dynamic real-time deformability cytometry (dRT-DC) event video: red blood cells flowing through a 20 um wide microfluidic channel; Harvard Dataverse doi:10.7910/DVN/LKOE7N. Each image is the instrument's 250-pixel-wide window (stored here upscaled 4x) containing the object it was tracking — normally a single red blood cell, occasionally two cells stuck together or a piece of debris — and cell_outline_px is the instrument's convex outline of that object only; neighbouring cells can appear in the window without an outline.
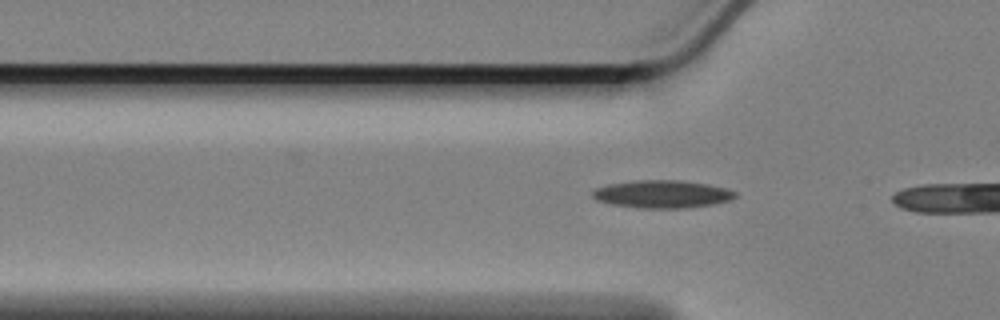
{"species": "Egyptian fruit bat (a non-hibernating species)", "species_latin": "Rousettus aegyptiacus", "temperature_condition": "cold", "stored_images_in_passage": 10, "camera_frame_rate_fps": 3000, "um_per_image_px": 0.085, "animal": {"sex": "female"}, "frame": {"image": 1, "passage_image": 4, "time_ms": 1.0, "image_size_px": [1000, 320], "cell_outline_px": [[736, 196], [732, 200], [712, 204], [688, 208], [636, 208], [612, 204], [596, 200], [592, 196], [592, 192], [596, 188], [608, 184], [636, 180], [680, 180], [708, 184], [724, 188], [736, 192]], "centroid_in_image_um": [56.28, 16.5], "position_along_channel_um": 69.5, "area_um2": 23.12}}
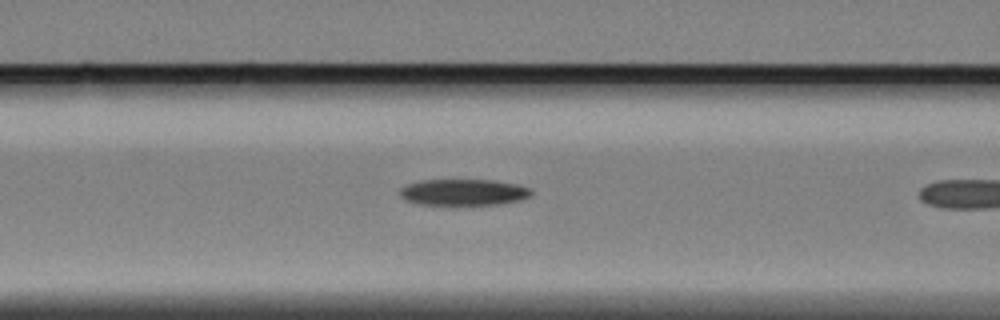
{"frame": {"image": 2, "passage_image": 9, "time_ms": 2.667, "image_size_px": [1000, 320], "cell_outline_px": [[532, 196], [524, 200], [500, 204], [420, 204], [404, 200], [400, 196], [400, 188], [408, 184], [420, 180], [492, 180], [516, 184], [532, 188]], "centroid_in_image_um": [39.45, 16.34], "position_along_channel_um": 127.2, "area_um2": 20.23}}